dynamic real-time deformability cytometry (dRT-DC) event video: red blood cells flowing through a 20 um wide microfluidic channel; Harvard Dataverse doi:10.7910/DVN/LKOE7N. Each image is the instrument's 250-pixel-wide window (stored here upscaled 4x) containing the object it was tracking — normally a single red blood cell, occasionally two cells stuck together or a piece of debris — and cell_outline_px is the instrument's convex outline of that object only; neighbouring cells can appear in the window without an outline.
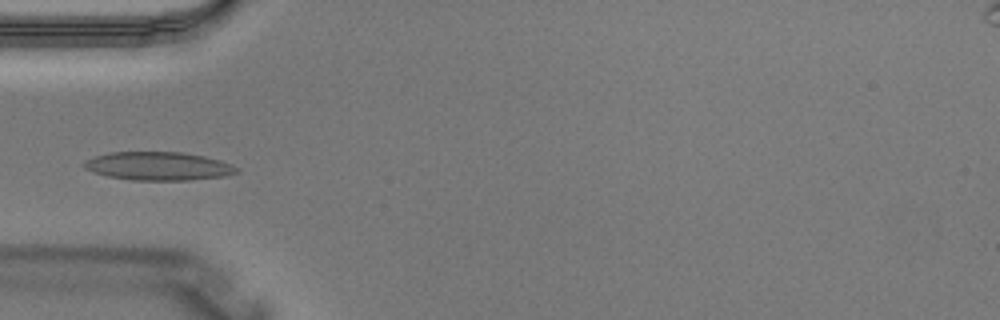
{"species": "Egyptian fruit bat (a non-hibernating species)", "species_latin": "Rousettus aegyptiacus", "temperature_condition": "warm", "stored_images_in_passage": 3, "camera_frame_rate_fps": 3000, "um_per_image_px": 0.085, "animal": {"sex": "male"}, "frame": {"image": 1, "passage_image": 3, "time_ms": 0.667, "image_size_px": [1000, 320], "cell_outline_px": [[240, 172], [224, 176], [192, 180], [132, 180], [108, 176], [84, 168], [84, 164], [88, 160], [96, 156], [112, 152], [180, 152], [204, 156], [220, 160], [232, 164], [240, 168]], "centroid_in_image_um": [13.55, 14.12], "position_along_channel_um": 71.5, "area_um2": 25.09}}